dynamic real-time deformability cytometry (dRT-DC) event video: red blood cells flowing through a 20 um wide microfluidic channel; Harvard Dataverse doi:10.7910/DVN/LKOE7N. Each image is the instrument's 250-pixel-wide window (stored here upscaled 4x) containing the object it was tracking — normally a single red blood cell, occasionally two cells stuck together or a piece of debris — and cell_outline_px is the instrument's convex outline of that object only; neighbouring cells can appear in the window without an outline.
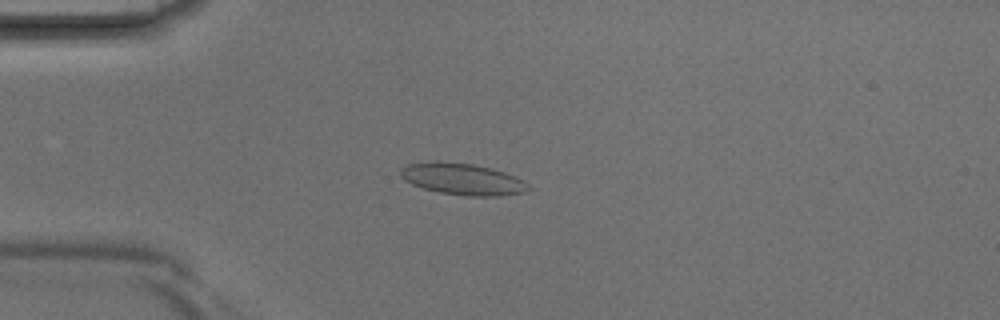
{"species": "Egyptian fruit bat (a non-hibernating species)", "species_latin": "Rousettus aegyptiacus", "temperature_condition": "room temperature", "stored_images_in_passage": 3, "camera_frame_rate_fps": 3000, "um_per_image_px": 0.085, "animal": {"sex": "male"}, "frame": {"image": 1, "passage_image": 3, "time_ms": 0.667, "image_size_px": [1000, 320], "cell_outline_px": [[532, 188], [524, 192], [496, 196], [468, 196], [440, 192], [424, 188], [412, 184], [404, 180], [400, 176], [400, 168], [408, 164], [472, 164], [492, 168], [516, 176], [528, 184]], "centroid_in_image_um": [39.38, 15.26], "position_along_channel_um": 45.6, "area_um2": 22.66}}